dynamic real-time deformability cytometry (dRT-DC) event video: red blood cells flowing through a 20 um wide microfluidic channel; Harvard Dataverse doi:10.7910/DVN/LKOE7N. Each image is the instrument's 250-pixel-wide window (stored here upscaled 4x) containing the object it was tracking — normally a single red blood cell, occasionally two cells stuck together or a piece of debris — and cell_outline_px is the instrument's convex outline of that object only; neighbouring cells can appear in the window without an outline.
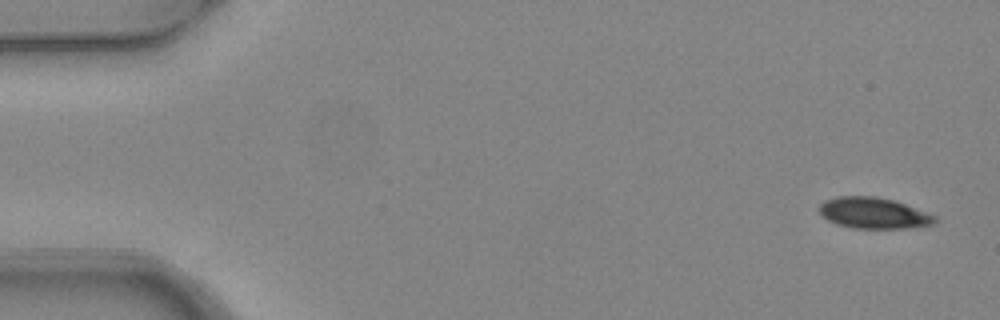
{"species": "common noctule bat (a hibernating species)", "species_latin": "Nyctalus noctula", "temperature_condition": "warm", "stored_images_in_passage": 6, "camera_frame_rate_fps": 3000, "um_per_image_px": 0.085, "animal": {"sex": "female", "body_mass_g": 24.6, "forearm_length_mm": 56.2}, "frame": {"image": 1, "passage_image": 1, "time_ms": 0.0, "image_size_px": [1000, 320], "cell_outline_px": [[936, 224], [916, 228], [852, 228], [836, 224], [828, 220], [820, 212], [820, 204], [824, 200], [840, 196], [876, 196], [892, 200], [904, 204], [936, 216]], "centroid_in_image_um": [74.27, 18.12], "position_along_channel_um": 10.7, "area_um2": 20.87}}
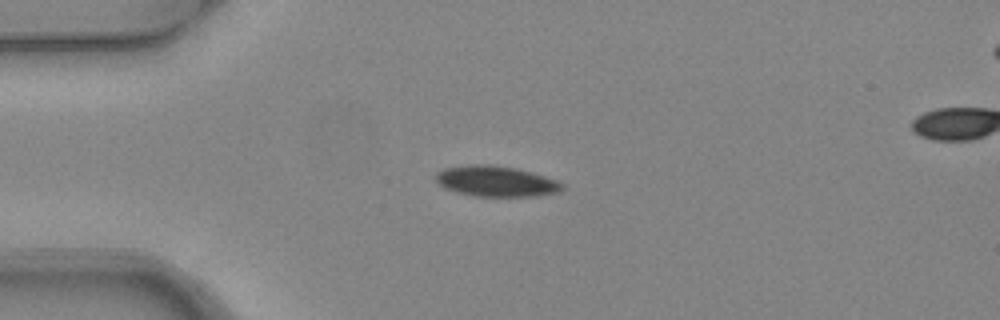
{"frame": {"image": 2, "passage_image": 4, "time_ms": 1.0, "image_size_px": [1000, 320], "cell_outline_px": [[564, 188], [560, 192], [536, 196], [472, 196], [456, 192], [444, 188], [436, 180], [436, 172], [444, 168], [468, 164], [488, 164], [516, 168], [532, 172], [556, 180], [564, 184]], "centroid_in_image_um": [42.16, 15.4], "position_along_channel_um": 42.8, "area_um2": 22.72}}
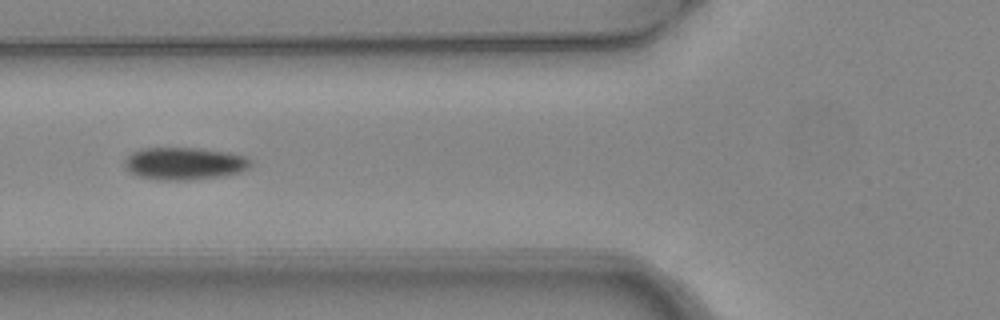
{"frame": {"image": 3, "passage_image": 6, "time_ms": 1.667, "image_size_px": [1000, 320], "cell_outline_px": [[252, 164], [248, 168], [240, 172], [224, 176], [188, 180], [156, 180], [140, 176], [132, 172], [124, 164], [124, 160], [132, 152], [140, 148], [200, 148], [228, 152], [244, 156], [252, 160]], "centroid_in_image_um": [15.7, 13.89], "position_along_channel_um": 110.1, "area_um2": 23.87}}